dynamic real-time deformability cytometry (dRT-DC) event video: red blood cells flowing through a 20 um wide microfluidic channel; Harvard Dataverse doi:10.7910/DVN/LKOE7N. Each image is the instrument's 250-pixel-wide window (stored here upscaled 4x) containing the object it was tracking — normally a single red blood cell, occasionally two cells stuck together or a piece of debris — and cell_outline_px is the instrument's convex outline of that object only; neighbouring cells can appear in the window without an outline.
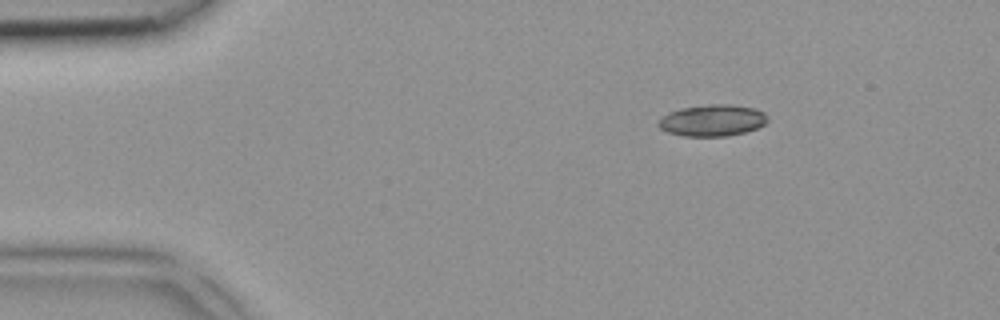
{"species": "common noctule bat (a hibernating species)", "species_latin": "Nyctalus noctula", "temperature_condition": "room temperature", "stored_images_in_passage": 3, "camera_frame_rate_fps": 3000, "um_per_image_px": 0.085, "animal": {"sex": "female", "body_mass_g": 18.4}, "frame": {"image": 1, "passage_image": 3, "time_ms": 0.667, "image_size_px": [1000, 320], "cell_outline_px": [[768, 120], [764, 124], [756, 128], [744, 132], [728, 136], [684, 136], [668, 132], [660, 128], [656, 124], [668, 112], [680, 108], [708, 104], [732, 104], [756, 108], [764, 112], [768, 116]], "centroid_in_image_um": [60.57, 10.22], "position_along_channel_um": 24.4, "area_um2": 20.17}}